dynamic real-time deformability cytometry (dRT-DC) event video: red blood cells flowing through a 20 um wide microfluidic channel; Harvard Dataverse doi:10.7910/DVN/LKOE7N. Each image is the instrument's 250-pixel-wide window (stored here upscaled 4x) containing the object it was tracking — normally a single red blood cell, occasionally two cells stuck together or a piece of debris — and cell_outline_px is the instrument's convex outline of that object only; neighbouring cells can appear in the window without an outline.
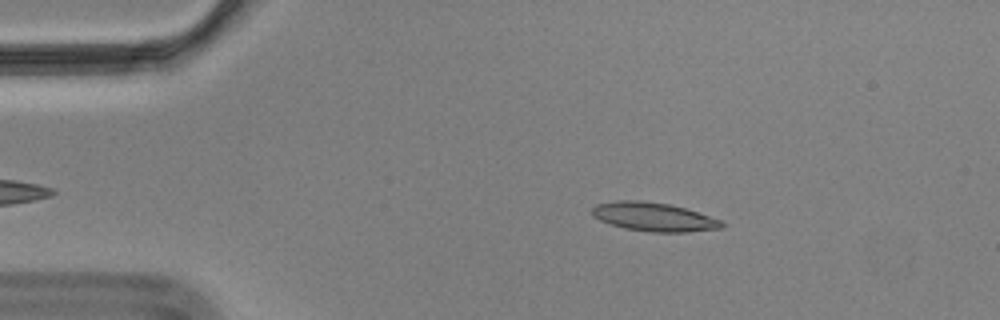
{"species": "Egyptian fruit bat (a non-hibernating species)", "species_latin": "Rousettus aegyptiacus", "temperature_condition": "cold", "stored_images_in_passage": 55, "camera_frame_rate_fps": 3000, "um_per_image_px": 0.085, "animal": {"sex": "male"}, "frame": {"image": 1, "passage_image": 8, "time_ms": 2.333, "image_size_px": [1000, 320], "cell_outline_px": [[724, 228], [688, 232], [652, 232], [624, 228], [600, 220], [592, 216], [592, 208], [596, 204], [616, 200], [640, 200], [668, 204], [684, 208], [720, 220], [724, 224]], "centroid_in_image_um": [55.54, 18.43], "position_along_channel_um": 29.5, "area_um2": 21.56}}
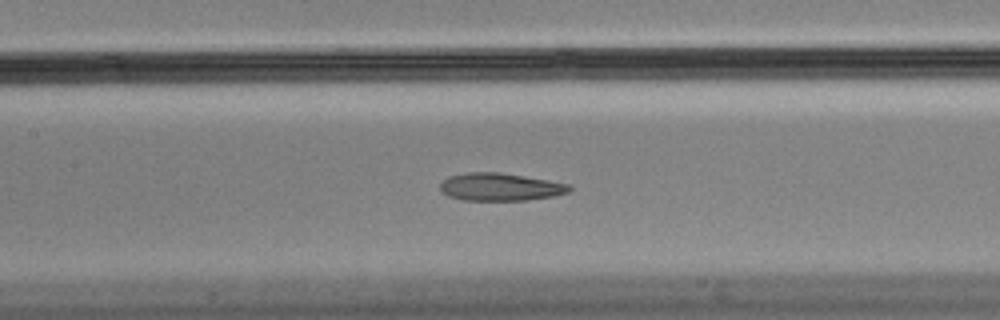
{"frame": {"image": 2, "passage_image": 24, "time_ms": 7.667, "image_size_px": [1000, 320], "cell_outline_px": [[572, 188], [568, 192], [556, 196], [528, 200], [464, 200], [448, 196], [440, 192], [440, 184], [448, 176], [468, 172], [500, 172], [548, 180], [568, 184]], "centroid_in_image_um": [42.5, 15.89], "position_along_channel_um": 164.9, "area_um2": 20.92}}
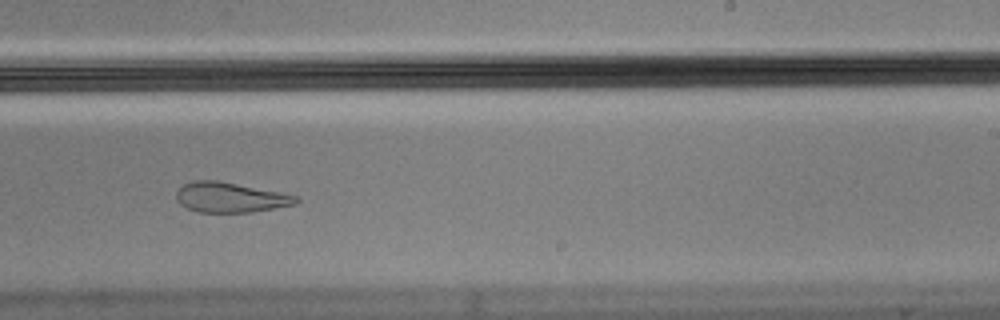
{"frame": {"image": 3, "passage_image": 33, "time_ms": 10.667, "image_size_px": [1000, 320], "cell_outline_px": [[300, 200], [296, 204], [252, 212], [200, 212], [188, 208], [180, 204], [176, 200], [176, 192], [184, 184], [196, 180], [216, 180], [280, 192], [296, 196]], "centroid_in_image_um": [19.56, 16.78], "position_along_channel_um": 269.4, "area_um2": 20.75}, "authors_computed_cell_mechanics": {"area_um2": 21.5594, "velocity_mm_per_s": 3.4998, "shape_relaxation_time_tau1_ms": null, "shape_relaxation_time_tau2_ms": 1.8477, "deformation_change_tau1": null, "deformation_change_tau2": 0.089}}